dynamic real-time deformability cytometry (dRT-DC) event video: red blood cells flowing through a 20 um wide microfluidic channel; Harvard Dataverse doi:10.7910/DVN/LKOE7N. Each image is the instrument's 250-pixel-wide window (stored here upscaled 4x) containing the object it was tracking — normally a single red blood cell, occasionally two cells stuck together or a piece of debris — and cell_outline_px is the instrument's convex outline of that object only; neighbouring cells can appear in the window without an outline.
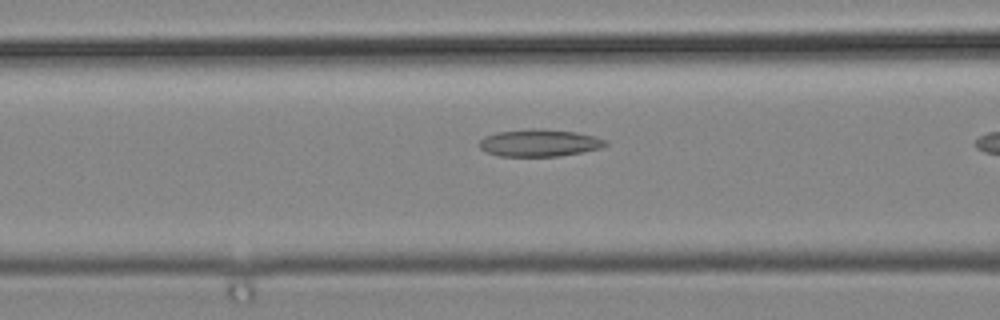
{"species": "common noctule bat (a hibernating species)", "species_latin": "Nyctalus noctula", "temperature_condition": "cold", "stored_images_in_passage": 30, "camera_frame_rate_fps": 3000, "um_per_image_px": 0.085, "animal": {"sex": "male", "body_mass_g": 19.2, "forearm_length_mm": 51.8}, "frame": {"image": 1, "passage_image": 10, "time_ms": 3.0, "image_size_px": [1000, 320], "cell_outline_px": [[608, 144], [600, 148], [584, 152], [560, 156], [500, 156], [488, 152], [480, 148], [480, 140], [484, 136], [496, 132], [532, 128], [544, 128], [576, 132], [596, 136], [608, 140]], "centroid_in_image_um": [45.89, 12.13], "position_along_channel_um": 120.7, "area_um2": 20.23}}
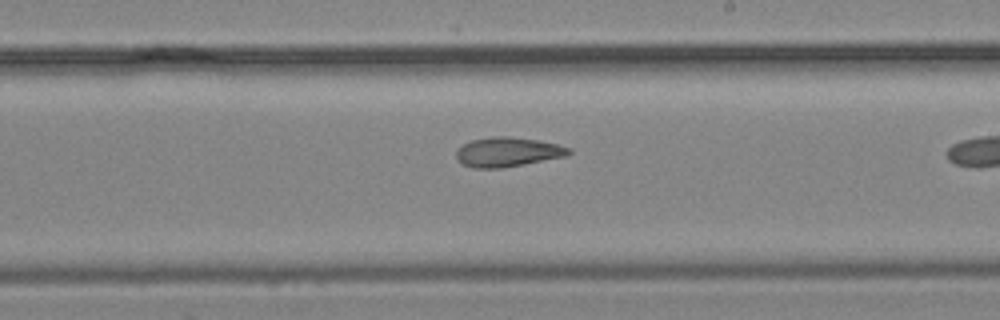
{"frame": {"image": 2, "passage_image": 19, "time_ms": 6.0, "image_size_px": [1000, 320], "cell_outline_px": [[572, 152], [568, 156], [524, 164], [500, 168], [472, 168], [460, 164], [456, 156], [456, 152], [464, 144], [472, 140], [492, 136], [508, 136], [536, 140], [556, 144], [572, 148]], "centroid_in_image_um": [43.16, 12.93], "position_along_channel_um": 245.8, "area_um2": 19.36}}
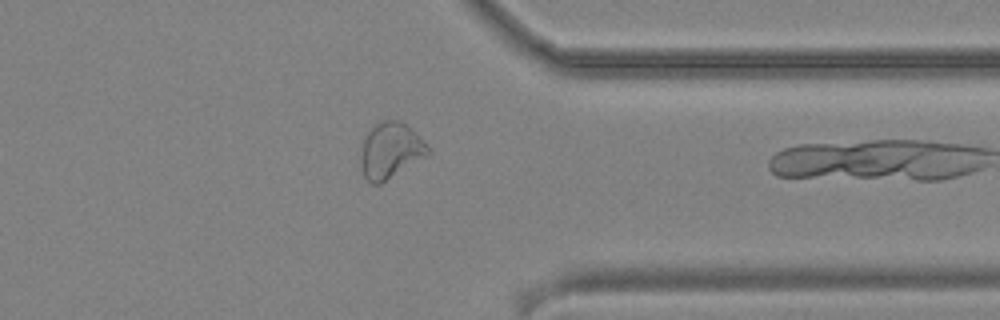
{"frame": {"image": 3, "passage_image": 29, "time_ms": 9.333, "image_size_px": [1000, 320], "cell_outline_px": [[432, 152], [380, 184], [372, 184], [364, 176], [360, 164], [360, 156], [364, 140], [368, 132], [380, 120], [400, 120], [428, 144], [432, 148]], "centroid_in_image_um": [33.2, 12.79], "position_along_channel_um": 378.2, "area_um2": 21.68}}